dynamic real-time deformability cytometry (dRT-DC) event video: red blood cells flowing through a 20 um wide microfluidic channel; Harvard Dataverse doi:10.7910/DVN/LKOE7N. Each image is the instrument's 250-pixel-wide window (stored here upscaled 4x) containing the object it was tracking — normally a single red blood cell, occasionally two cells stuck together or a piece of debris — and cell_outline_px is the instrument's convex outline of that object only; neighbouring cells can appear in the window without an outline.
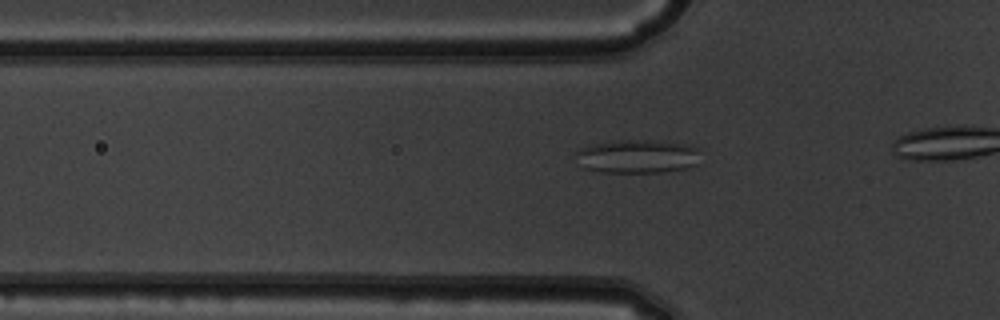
{"species": "common noctule bat (a hibernating species)", "species_latin": "Nyctalus noctula", "temperature_condition": "warm", "stored_images_in_passage": 15, "camera_frame_rate_fps": 3000, "um_per_image_px": 0.085, "animal": {"sex": "male", "body_mass_g": 19.5, "forearm_length_mm": 54.6}, "frame": {"image": 1, "passage_image": 9, "time_ms": 2.667, "image_size_px": [1000, 320], "cell_outline_px": [[700, 148], [696, 164], [688, 168], [664, 172], [600, 172], [584, 168], [576, 152], [580, 148], [588, 144], [612, 140], [652, 140], [688, 144]], "centroid_in_image_um": [54.2, 13.28], "position_along_channel_um": 71.6, "area_um2": 24.57}}
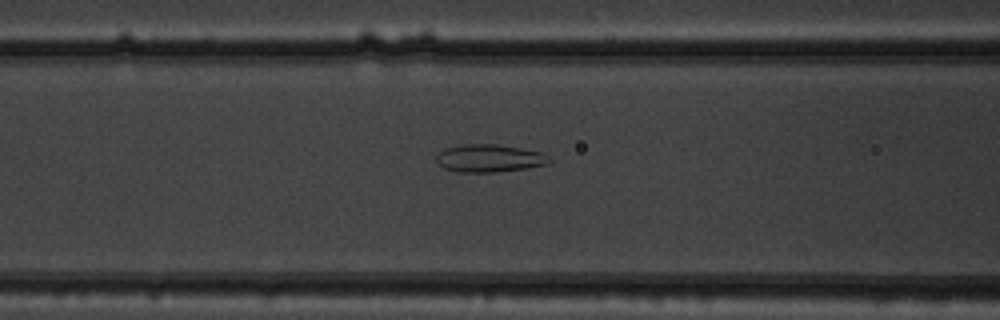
{"frame": {"image": 2, "passage_image": 13, "time_ms": 4.0, "image_size_px": [1000, 320], "cell_outline_px": [[552, 160], [548, 164], [524, 168], [496, 172], [456, 172], [444, 168], [436, 160], [436, 156], [444, 148], [464, 144], [496, 144], [544, 152]], "centroid_in_image_um": [41.6, 13.45], "position_along_channel_um": 125.0, "area_um2": 18.26}}